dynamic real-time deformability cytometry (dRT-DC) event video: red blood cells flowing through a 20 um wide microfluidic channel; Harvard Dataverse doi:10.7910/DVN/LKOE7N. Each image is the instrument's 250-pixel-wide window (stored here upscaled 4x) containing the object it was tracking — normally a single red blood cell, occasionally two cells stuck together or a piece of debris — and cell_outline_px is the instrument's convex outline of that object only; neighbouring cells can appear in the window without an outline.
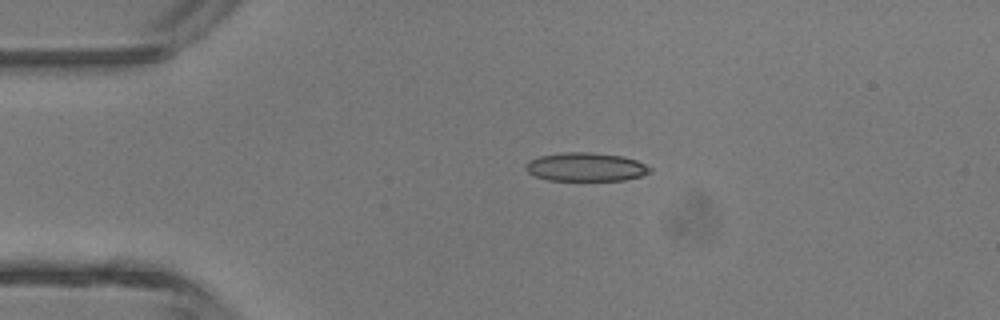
{"species": "common noctule bat (a hibernating species)", "species_latin": "Nyctalus noctula", "temperature_condition": "room temperature", "stored_images_in_passage": 3, "camera_frame_rate_fps": 3000, "um_per_image_px": 0.085, "animal": {"sex": "male", "body_mass_g": 13.3}, "frame": {"image": 1, "passage_image": 2, "time_ms": 2.0, "image_size_px": [1000, 320], "cell_outline_px": [[652, 172], [640, 176], [624, 180], [548, 180], [536, 176], [528, 172], [524, 168], [528, 160], [540, 156], [564, 152], [592, 152], [624, 156], [636, 160], [652, 168]], "centroid_in_image_um": [49.8, 14.18], "position_along_channel_um": 35.2, "area_um2": 20.75}}